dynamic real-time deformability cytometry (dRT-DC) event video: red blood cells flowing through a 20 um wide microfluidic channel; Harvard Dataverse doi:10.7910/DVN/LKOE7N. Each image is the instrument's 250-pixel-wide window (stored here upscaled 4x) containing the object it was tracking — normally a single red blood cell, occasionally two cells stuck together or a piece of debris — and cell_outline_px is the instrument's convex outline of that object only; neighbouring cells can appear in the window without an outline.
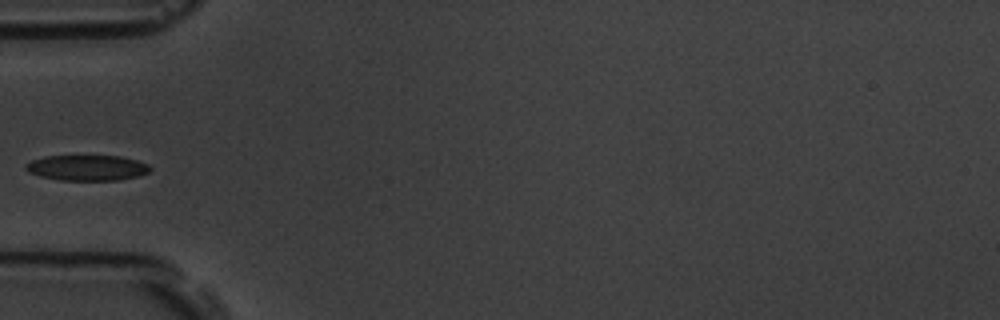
{"species": "common noctule bat (a hibernating species)", "species_latin": "Nyctalus noctula", "temperature_condition": "room temperature", "stored_images_in_passage": 32, "camera_frame_rate_fps": 3000, "um_per_image_px": 0.085, "animal": {"sex": "male", "body_mass_g": 19.5, "forearm_length_mm": 54.6}, "frame": {"image": 1, "passage_image": 1, "time_ms": 0.0, "image_size_px": [1000, 320], "cell_outline_px": [[152, 168], [148, 172], [140, 176], [120, 180], [60, 180], [40, 176], [28, 172], [24, 168], [24, 164], [32, 160], [44, 156], [120, 156], [136, 160], [148, 164]], "centroid_in_image_um": [7.4, 14.26], "position_along_channel_um": 77.6, "area_um2": 18.61}}
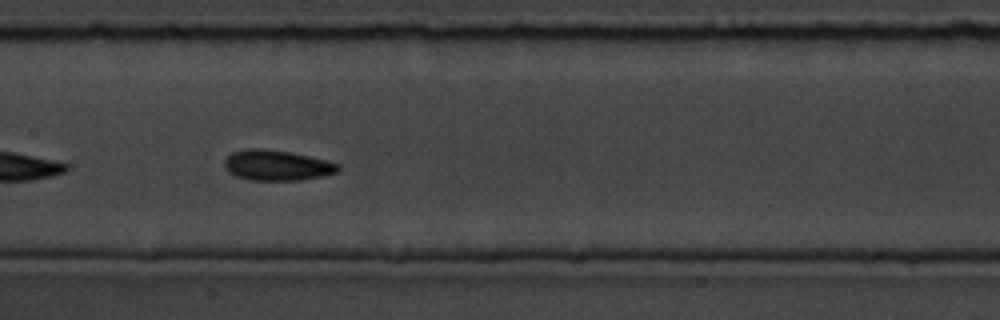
{"frame": {"image": 2, "passage_image": 10, "time_ms": 3.0, "image_size_px": [1000, 320], "cell_outline_px": [[340, 168], [336, 172], [324, 176], [300, 180], [248, 180], [236, 176], [228, 172], [224, 168], [224, 160], [232, 152], [244, 148], [260, 148], [292, 152], [340, 164]], "centroid_in_image_um": [23.5, 14.05], "position_along_channel_um": 183.9, "area_um2": 20.29}}